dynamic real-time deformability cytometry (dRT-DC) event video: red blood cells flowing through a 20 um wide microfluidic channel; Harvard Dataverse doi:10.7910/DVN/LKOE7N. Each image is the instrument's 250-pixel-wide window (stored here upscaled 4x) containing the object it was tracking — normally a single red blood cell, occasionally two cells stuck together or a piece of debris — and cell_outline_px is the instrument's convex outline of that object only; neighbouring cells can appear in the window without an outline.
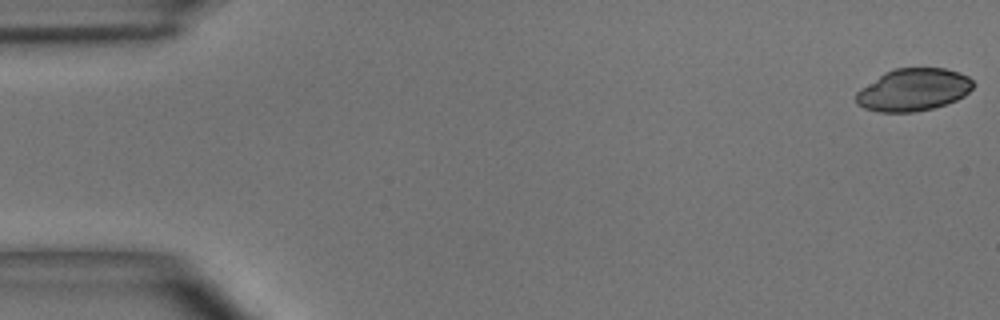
{"species": "common noctule bat (a hibernating species)", "species_latin": "Nyctalus noctula", "temperature_condition": "room temperature", "stored_images_in_passage": 50, "camera_frame_rate_fps": 3000, "um_per_image_px": 0.085, "animal": {"sex": "male", "body_mass_g": 15.6}, "frame": {"image": 1, "passage_image": 1, "time_ms": 0.0, "image_size_px": [1000, 320], "cell_outline_px": [[972, 88], [964, 96], [956, 100], [932, 108], [912, 112], [880, 112], [864, 108], [856, 104], [856, 92], [860, 88], [884, 72], [896, 68], [944, 68], [960, 72], [968, 76], [972, 80]], "centroid_in_image_um": [77.61, 7.62], "position_along_channel_um": 7.4, "area_um2": 28.9}}
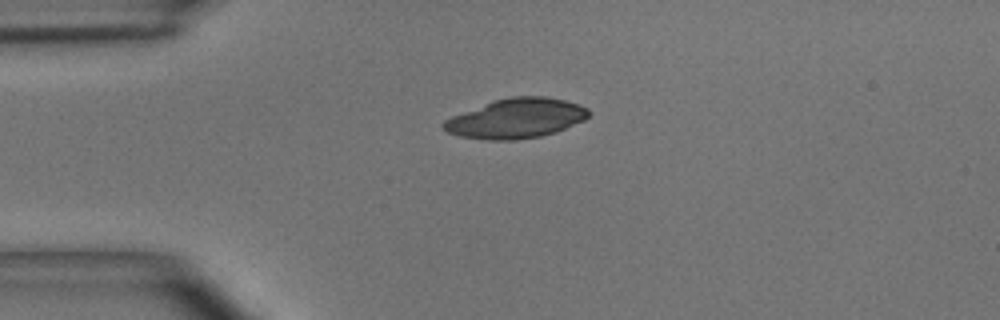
{"frame": {"image": 2, "passage_image": 12, "time_ms": 3.667, "image_size_px": [1000, 320], "cell_outline_px": [[592, 112], [584, 120], [556, 132], [540, 136], [512, 140], [488, 140], [460, 136], [448, 132], [440, 124], [444, 120], [452, 116], [492, 100], [512, 96], [544, 96], [564, 100], [580, 104], [588, 108]], "centroid_in_image_um": [43.88, 10.05], "position_along_channel_um": 41.1, "area_um2": 33.64}}
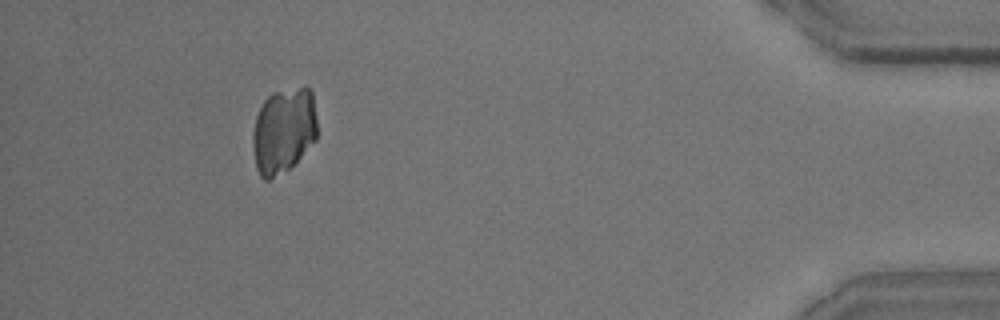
{"frame": {"image": 3, "passage_image": 46, "time_ms": 15.0, "image_size_px": [1000, 320], "cell_outline_px": [[316, 140], [288, 168], [268, 180], [264, 180], [260, 176], [256, 168], [252, 148], [252, 132], [256, 116], [264, 100], [272, 92], [304, 84], [312, 88], [316, 120]], "centroid_in_image_um": [24.09, 11.03], "position_along_channel_um": 411.1, "area_um2": 32.48}}